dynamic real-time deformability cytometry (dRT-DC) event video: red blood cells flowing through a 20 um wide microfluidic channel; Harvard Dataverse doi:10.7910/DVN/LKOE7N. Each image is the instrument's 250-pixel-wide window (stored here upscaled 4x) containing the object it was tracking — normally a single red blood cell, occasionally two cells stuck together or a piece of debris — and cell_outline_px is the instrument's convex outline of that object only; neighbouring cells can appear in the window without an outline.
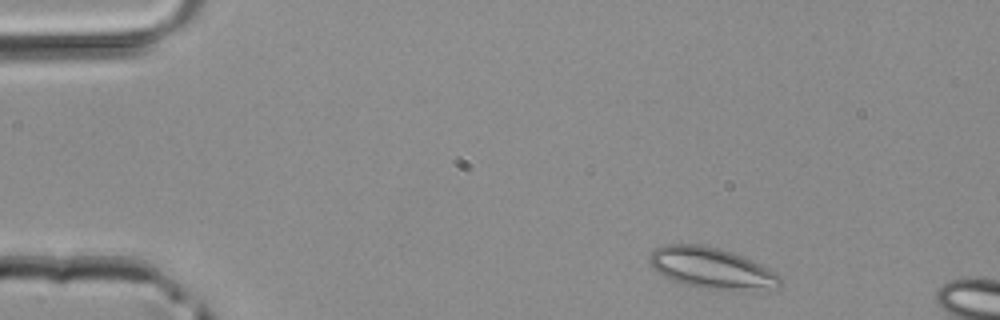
{"species": "common noctule bat (a hibernating species)", "species_latin": "Nyctalus noctula", "temperature_condition": "room temperature", "stored_images_in_passage": 4, "camera_frame_rate_fps": 3000, "um_per_image_px": 0.085, "animal": {"sex": "male", "body_mass_g": 20.4}, "frame": {"image": 1, "passage_image": 1, "time_ms": 0.0, "image_size_px": [1000, 320], "cell_outline_px": [[780, 284], [736, 288], [696, 288], [680, 284], [656, 272], [652, 268], [648, 260], [648, 256], [656, 248], [664, 244], [704, 244], [720, 248], [744, 256], [776, 272], [780, 276]], "centroid_in_image_um": [60.31, 22.72], "position_along_channel_um": 24.7, "area_um2": 30.46}}
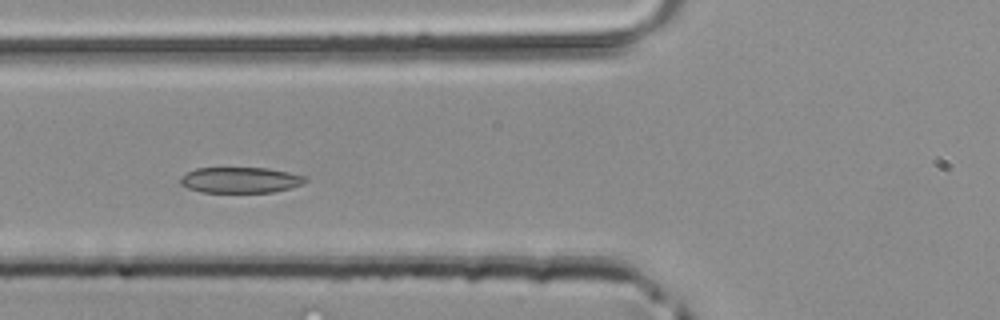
{"frame": {"image": 2, "passage_image": 4, "time_ms": 1.0, "image_size_px": [1000, 320], "cell_outline_px": [[308, 180], [300, 184], [288, 188], [272, 192], [200, 192], [188, 188], [180, 184], [180, 176], [196, 168], [268, 168], [308, 176]], "centroid_in_image_um": [20.42, 15.3], "position_along_channel_um": 105.4, "area_um2": 18.73}}